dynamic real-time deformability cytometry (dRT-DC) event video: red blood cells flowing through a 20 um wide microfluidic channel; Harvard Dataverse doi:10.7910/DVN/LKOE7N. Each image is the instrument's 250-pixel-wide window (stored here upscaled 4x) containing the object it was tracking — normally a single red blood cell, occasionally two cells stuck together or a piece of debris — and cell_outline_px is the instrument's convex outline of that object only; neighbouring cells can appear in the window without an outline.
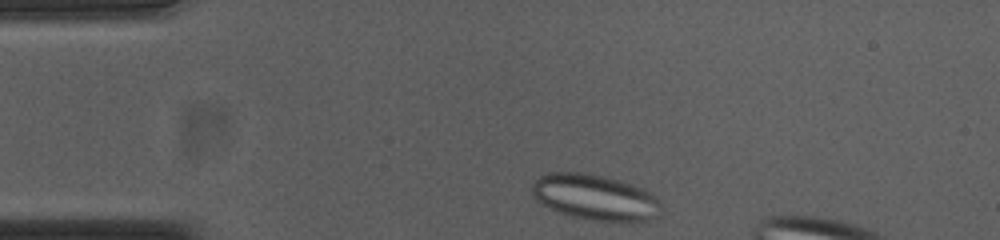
{"species": "common noctule bat (a hibernating species)", "species_latin": "Nyctalus noctula", "temperature_condition": "cold", "stored_images_in_passage": 36, "camera_frame_rate_fps": 3000, "um_per_image_px": 0.085, "animal": {"sex": "female", "body_mass_g": 23.0, "forearm_length_mm": 53.4}, "frame": {"image": 1, "passage_image": 1, "time_ms": 0.0, "image_size_px": [1000, 240], "cell_outline_px": [[660, 216], [648, 220], [592, 220], [572, 216], [560, 212], [536, 200], [532, 192], [532, 184], [540, 176], [548, 172], [584, 172], [604, 176], [632, 184], [652, 192], [660, 204]], "centroid_in_image_um": [50.58, 16.74], "position_along_channel_um": 34.4, "area_um2": 33.99}}
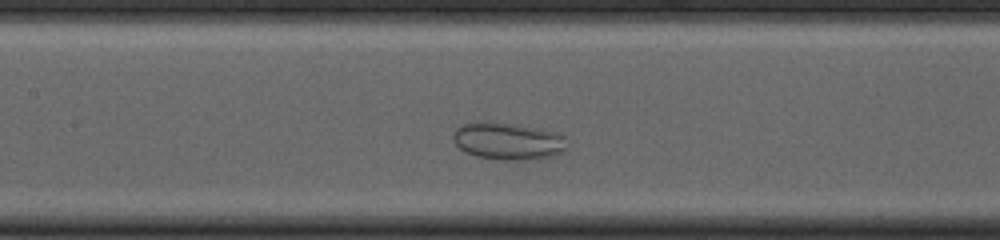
{"frame": {"image": 2, "passage_image": 15, "time_ms": 4.667, "image_size_px": [1000, 240], "cell_outline_px": [[564, 152], [552, 156], [536, 160], [508, 160], [476, 156], [464, 152], [456, 144], [452, 136], [456, 128], [460, 124], [512, 124], [540, 128], [564, 136]], "centroid_in_image_um": [43.19, 12.03], "position_along_channel_um": 164.2, "area_um2": 24.04}}
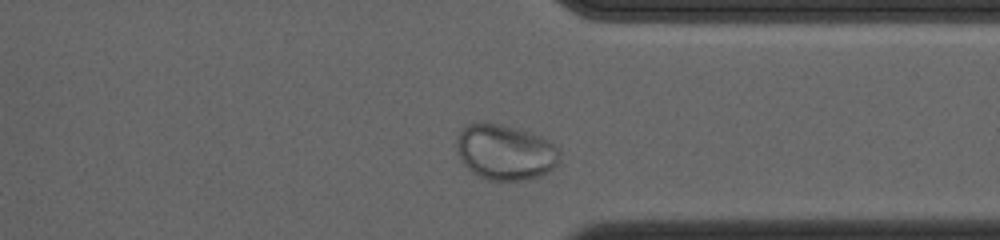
{"frame": {"image": 3, "passage_image": 32, "time_ms": 10.333, "image_size_px": [1000, 240], "cell_outline_px": [[560, 152], [556, 164], [548, 172], [540, 176], [524, 180], [488, 180], [472, 172], [464, 164], [456, 148], [456, 140], [460, 132], [468, 124], [484, 120], [540, 136], [548, 140]], "centroid_in_image_um": [42.91, 12.93], "position_along_channel_um": 368.5, "area_um2": 32.95}}